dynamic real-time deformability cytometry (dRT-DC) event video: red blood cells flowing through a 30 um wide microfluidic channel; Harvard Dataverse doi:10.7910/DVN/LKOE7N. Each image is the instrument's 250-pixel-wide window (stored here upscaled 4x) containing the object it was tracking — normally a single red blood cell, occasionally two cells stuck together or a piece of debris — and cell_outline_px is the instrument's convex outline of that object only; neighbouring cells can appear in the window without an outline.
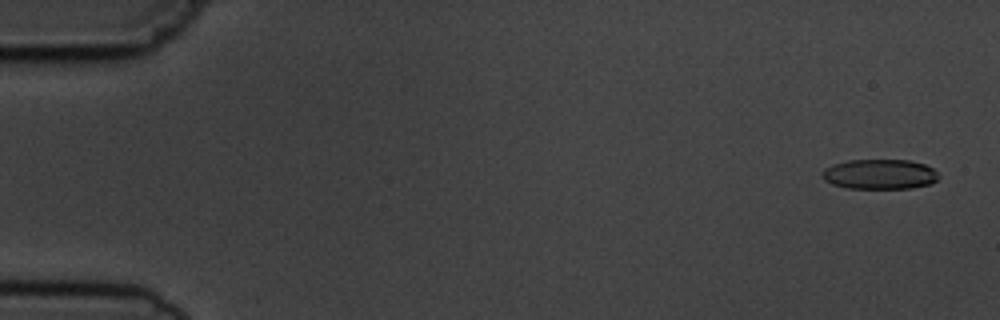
{"species": "common noctule bat (a hibernating species)", "species_latin": "Nyctalus noctula", "temperature_condition": "cold", "stored_images_in_passage": 3, "camera_frame_rate_fps": 3000, "um_per_image_px": 0.085, "animal": {"sex": "male", "body_mass_g": 19.5, "forearm_length_mm": 54.6}, "frame": {"image": 1, "passage_image": 1, "time_ms": 0.0, "image_size_px": [1000, 320], "cell_outline_px": [[940, 176], [936, 180], [928, 184], [912, 188], [848, 188], [832, 184], [824, 180], [820, 176], [820, 172], [824, 168], [832, 164], [848, 160], [908, 160], [924, 164], [932, 168]], "centroid_in_image_um": [74.72, 14.8], "position_along_channel_um": 10.3, "area_um2": 20.4}}